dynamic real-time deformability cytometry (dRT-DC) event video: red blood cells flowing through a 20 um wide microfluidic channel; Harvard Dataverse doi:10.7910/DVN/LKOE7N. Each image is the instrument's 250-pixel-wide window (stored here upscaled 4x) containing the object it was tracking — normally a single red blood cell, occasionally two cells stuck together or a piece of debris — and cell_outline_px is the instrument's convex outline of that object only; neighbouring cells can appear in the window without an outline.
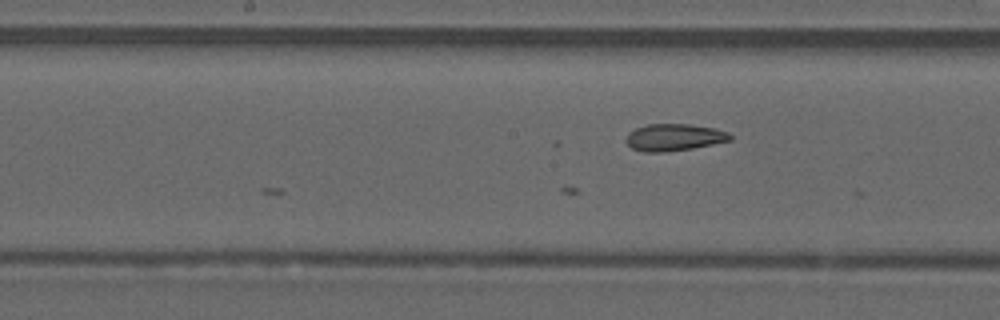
{"species": "common noctule bat (a hibernating species)", "species_latin": "Nyctalus noctula", "temperature_condition": "warm", "stored_images_in_passage": 13, "camera_frame_rate_fps": 3000, "um_per_image_px": 0.085, "animal": {"sex": "male", "forearm_length_mm": 52.5}, "frame": {"image": 1, "passage_image": 12, "time_ms": 3.667, "image_size_px": [1000, 320], "cell_outline_px": [[732, 140], [692, 148], [664, 152], [644, 152], [632, 148], [624, 140], [628, 132], [636, 128], [648, 124], [692, 124], [716, 128], [728, 132], [732, 136]], "centroid_in_image_um": [57.29, 11.66], "position_along_channel_um": 190.9, "area_um2": 16.47}}